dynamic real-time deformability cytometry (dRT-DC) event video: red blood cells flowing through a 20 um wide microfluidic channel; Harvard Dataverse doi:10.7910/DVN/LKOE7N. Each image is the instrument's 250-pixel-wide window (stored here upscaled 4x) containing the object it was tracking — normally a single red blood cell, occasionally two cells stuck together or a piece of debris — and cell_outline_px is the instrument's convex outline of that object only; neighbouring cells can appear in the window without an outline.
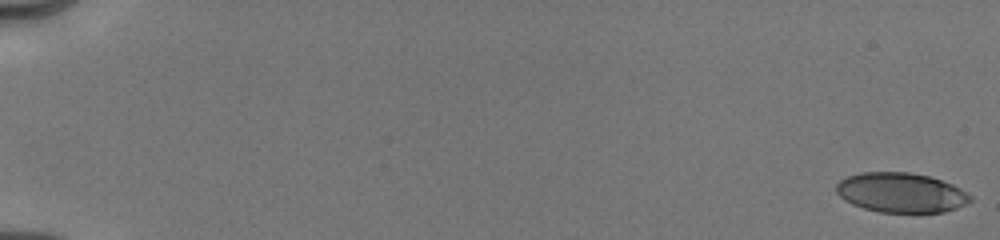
{"species": "human", "species_latin": "Homo sapiens", "temperature_condition": "cold", "stored_images_in_passage": 56, "camera_frame_rate_fps": 3000, "um_per_image_px": 0.085, "donor": {"sex": "male"}, "frame": {"image": 1, "passage_image": 1, "time_ms": 0.0, "image_size_px": [1000, 240], "cell_outline_px": [[972, 200], [956, 208], [944, 212], [916, 216], [880, 212], [864, 208], [852, 204], [844, 200], [836, 192], [836, 184], [840, 180], [848, 176], [860, 172], [908, 172], [928, 176], [952, 184], [968, 192], [972, 196]], "centroid_in_image_um": [76.61, 16.42], "position_along_channel_um": 8.4, "area_um2": 31.91}}
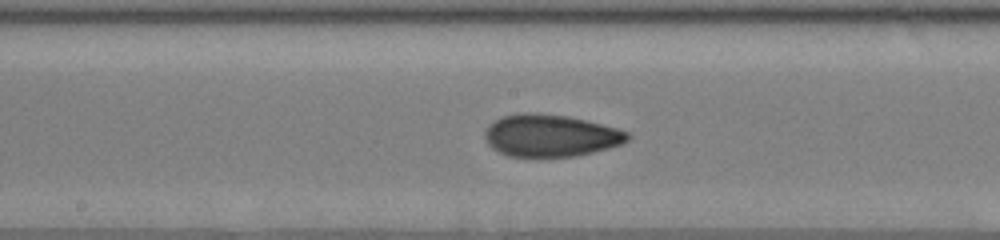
{"frame": {"image": 2, "passage_image": 31, "time_ms": 9.667, "image_size_px": [1000, 240], "cell_outline_px": [[632, 136], [628, 140], [620, 144], [608, 148], [576, 156], [508, 156], [492, 148], [488, 144], [484, 136], [484, 132], [488, 124], [504, 116], [516, 112], [536, 112], [568, 116], [616, 128], [628, 132]], "centroid_in_image_um": [46.76, 11.51], "position_along_channel_um": 201.4, "area_um2": 35.03}}
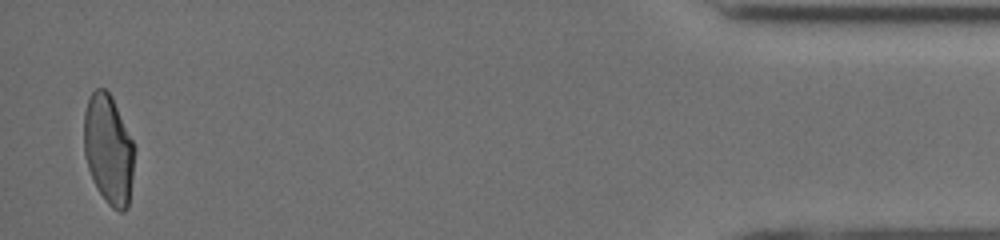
{"frame": {"image": 3, "passage_image": 54, "time_ms": 17.0, "image_size_px": [1000, 240], "cell_outline_px": [[136, 148], [128, 208], [124, 212], [120, 212], [112, 208], [108, 204], [100, 192], [88, 168], [84, 152], [84, 112], [88, 100], [92, 92], [96, 88], [104, 88], [112, 96]], "centroid_in_image_um": [9.24, 12.7], "position_along_channel_um": 426.0, "area_um2": 32.25}, "authors_computed_cell_mechanics": {"area_um2": 33.524, "velocity_mm_per_s": 4.0296, "shape_relaxation_time_tau1_ms": 10.9999, "shape_relaxation_time_tau2_ms": 1.0444, "deformation_change_tau1": 0.2494, "deformation_change_tau2": 0.0683}}